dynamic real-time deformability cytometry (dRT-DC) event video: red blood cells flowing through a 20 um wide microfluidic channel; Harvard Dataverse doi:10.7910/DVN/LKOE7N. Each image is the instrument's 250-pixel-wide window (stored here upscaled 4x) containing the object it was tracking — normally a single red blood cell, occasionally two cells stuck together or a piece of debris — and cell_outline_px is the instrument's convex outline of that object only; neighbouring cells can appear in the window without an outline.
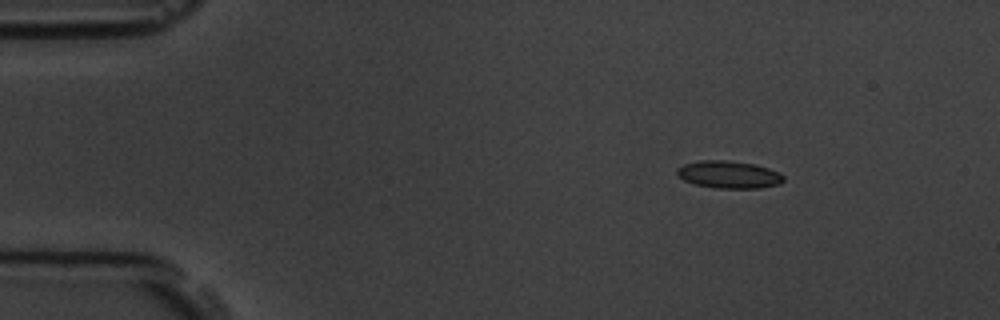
{"species": "common noctule bat (a hibernating species)", "species_latin": "Nyctalus noctula", "temperature_condition": "room temperature", "stored_images_in_passage": 6, "camera_frame_rate_fps": 3000, "um_per_image_px": 0.085, "animal": {"sex": "male", "body_mass_g": 19.5, "forearm_length_mm": 54.6}, "frame": {"image": 1, "passage_image": 1, "time_ms": 0.0, "image_size_px": [1000, 320], "cell_outline_px": [[784, 180], [780, 184], [760, 188], [716, 188], [696, 184], [684, 180], [676, 172], [676, 168], [684, 164], [700, 160], [728, 160], [756, 164], [780, 172], [784, 176]], "centroid_in_image_um": [61.98, 14.83], "position_along_channel_um": 23.0, "area_um2": 17.11}}
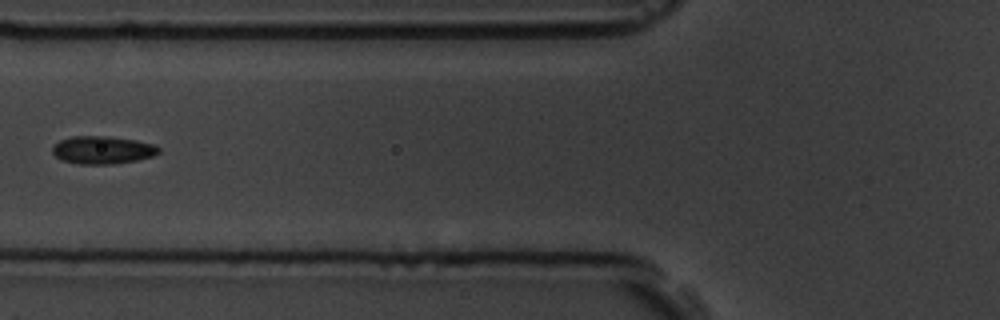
{"frame": {"image": 2, "passage_image": 5, "time_ms": 4.667, "image_size_px": [1000, 320], "cell_outline_px": [[160, 152], [152, 156], [136, 160], [112, 164], [80, 164], [60, 160], [52, 152], [52, 148], [60, 140], [72, 136], [104, 136], [136, 140], [156, 144], [160, 148]], "centroid_in_image_um": [8.72, 12.75], "position_along_channel_um": 117.1, "area_um2": 17.22}}
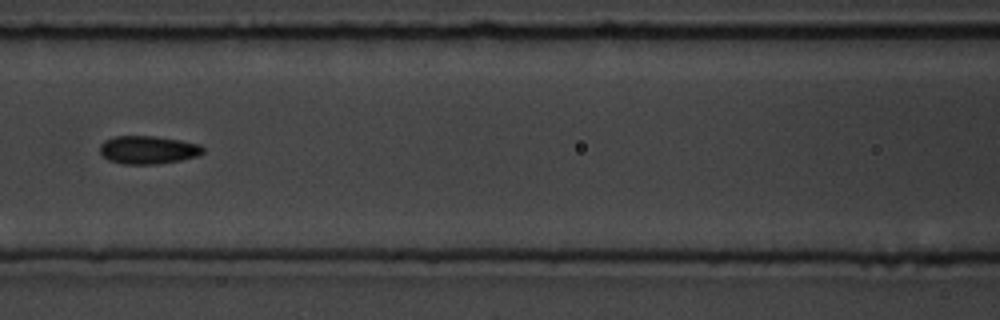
{"frame": {"image": 3, "passage_image": 6, "time_ms": 5.667, "image_size_px": [1000, 320], "cell_outline_px": [[204, 152], [196, 156], [180, 160], [156, 164], [124, 164], [108, 160], [100, 152], [100, 144], [104, 140], [112, 136], [156, 136], [180, 140], [200, 144], [204, 148]], "centroid_in_image_um": [12.57, 12.73], "position_along_channel_um": 154.0, "area_um2": 16.94}}